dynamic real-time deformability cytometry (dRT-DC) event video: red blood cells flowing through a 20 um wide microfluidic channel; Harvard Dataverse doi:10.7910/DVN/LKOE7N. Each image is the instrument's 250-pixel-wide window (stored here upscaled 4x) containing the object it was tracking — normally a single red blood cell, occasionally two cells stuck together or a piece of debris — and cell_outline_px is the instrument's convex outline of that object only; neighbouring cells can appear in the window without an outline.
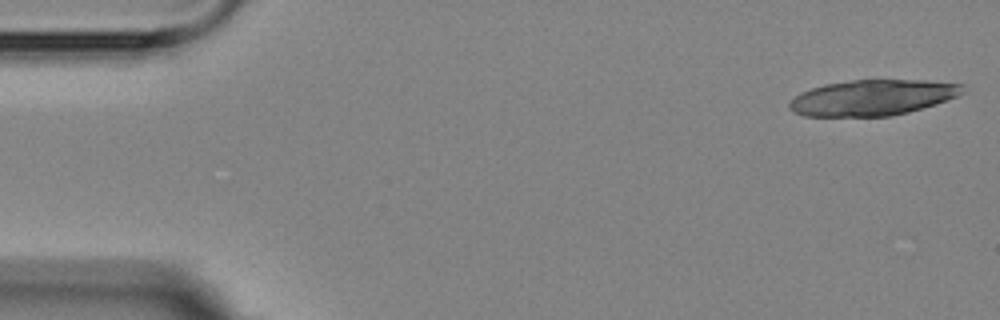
{"species": "Egyptian fruit bat (a non-hibernating species)", "species_latin": "Rousettus aegyptiacus", "temperature_condition": "room temperature", "stored_images_in_passage": 5, "camera_frame_rate_fps": 3000, "um_per_image_px": 0.085, "animal": {"sex": "female"}, "frame": {"image": 1, "passage_image": 1, "time_ms": 0.0, "image_size_px": [1000, 320], "cell_outline_px": [[964, 92], [956, 96], [936, 104], [908, 112], [892, 116], [804, 116], [792, 112], [788, 108], [788, 104], [796, 96], [812, 88], [824, 84], [852, 80], [928, 80], [964, 84]], "centroid_in_image_um": [74.18, 8.3], "position_along_channel_um": 10.8, "area_um2": 36.01}}